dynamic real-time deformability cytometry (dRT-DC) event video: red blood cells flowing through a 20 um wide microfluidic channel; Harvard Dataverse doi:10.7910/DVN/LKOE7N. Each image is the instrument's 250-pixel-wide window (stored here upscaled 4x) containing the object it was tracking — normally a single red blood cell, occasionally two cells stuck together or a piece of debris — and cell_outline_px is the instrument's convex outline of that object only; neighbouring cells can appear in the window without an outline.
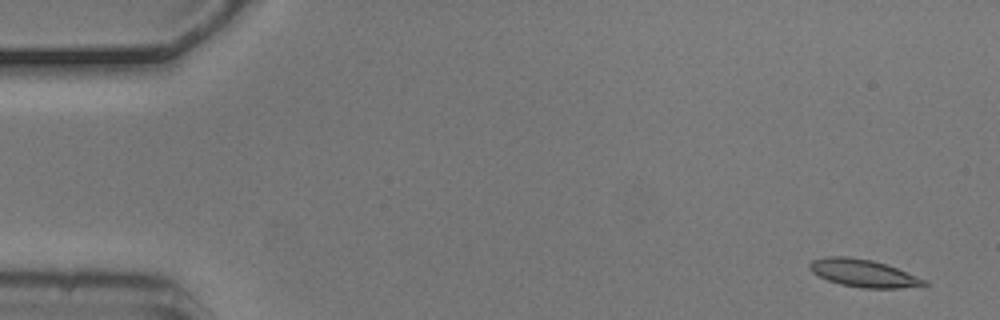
{"species": "common noctule bat (a hibernating species)", "species_latin": "Nyctalus noctula", "temperature_condition": "cold", "stored_images_in_passage": 6, "camera_frame_rate_fps": 3000, "um_per_image_px": 0.085, "animal": {"sex": "male", "body_mass_g": 20.5, "forearm_length_mm": 52.5}, "frame": {"image": 1, "passage_image": 1, "time_ms": 0.0, "image_size_px": [1000, 320], "cell_outline_px": [[928, 284], [900, 288], [864, 288], [840, 284], [828, 280], [812, 272], [808, 268], [808, 264], [812, 260], [824, 256], [848, 256], [872, 260], [896, 268], [928, 280]], "centroid_in_image_um": [73.35, 23.21], "position_along_channel_um": 11.6, "area_um2": 18.32}}
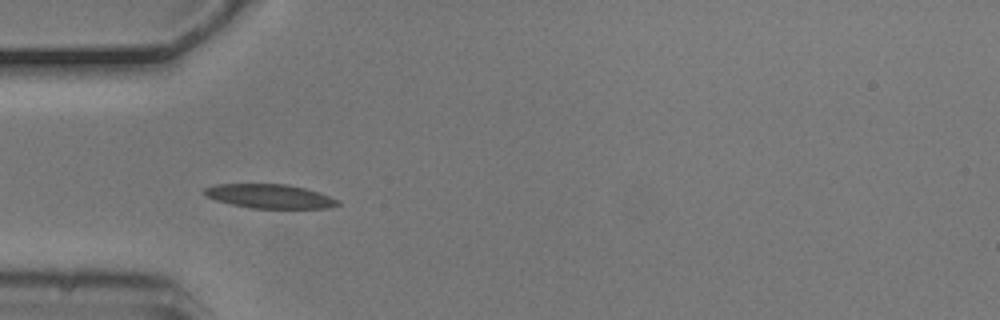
{"frame": {"image": 2, "passage_image": 5, "time_ms": 1.333, "image_size_px": [1000, 320], "cell_outline_px": [[340, 204], [328, 208], [252, 208], [232, 204], [216, 200], [204, 196], [204, 188], [216, 184], [288, 184], [304, 188], [340, 200]], "centroid_in_image_um": [22.9, 16.68], "position_along_channel_um": 62.1, "area_um2": 18.55}}